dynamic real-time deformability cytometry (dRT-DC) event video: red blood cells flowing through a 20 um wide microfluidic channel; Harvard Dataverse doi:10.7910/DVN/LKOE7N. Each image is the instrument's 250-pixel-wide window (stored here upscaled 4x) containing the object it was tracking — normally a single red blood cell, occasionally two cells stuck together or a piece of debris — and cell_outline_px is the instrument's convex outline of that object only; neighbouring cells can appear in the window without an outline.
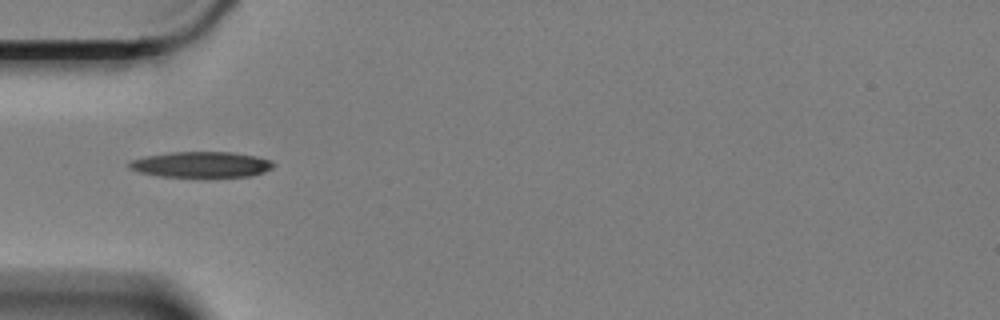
{"species": "Egyptian fruit bat (a non-hibernating species)", "species_latin": "Rousettus aegyptiacus", "temperature_condition": "cold", "stored_images_in_passage": 4, "camera_frame_rate_fps": 3000, "um_per_image_px": 0.085, "animal": {"sex": "female"}, "frame": {"image": 1, "passage_image": 1, "time_ms": 0.0, "image_size_px": [1000, 320], "cell_outline_px": [[276, 164], [272, 168], [264, 172], [252, 176], [156, 176], [140, 172], [128, 168], [128, 164], [132, 160], [148, 156], [168, 152], [232, 152], [256, 156], [268, 160]], "centroid_in_image_um": [17.11, 13.98], "position_along_channel_um": 67.9, "area_um2": 21.39}}
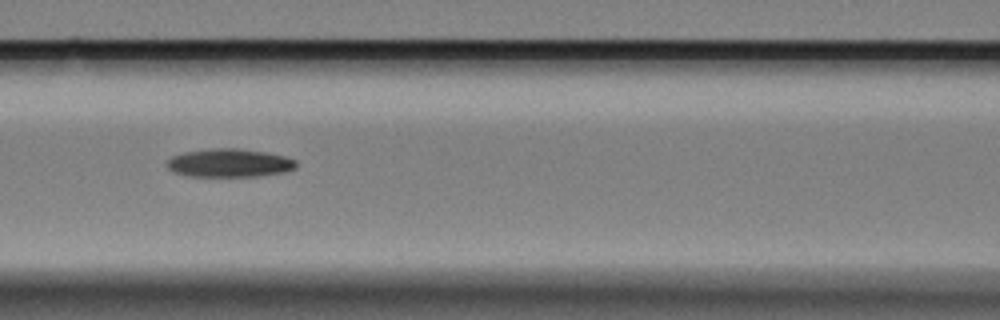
{"frame": {"image": 2, "passage_image": 3, "time_ms": 0.667, "image_size_px": [1000, 320], "cell_outline_px": [[296, 168], [284, 172], [256, 176], [188, 176], [172, 172], [164, 164], [172, 156], [184, 152], [216, 148], [236, 148], [264, 152], [284, 156], [296, 160]], "centroid_in_image_um": [19.46, 13.85], "position_along_channel_um": 147.1, "area_um2": 21.27}}
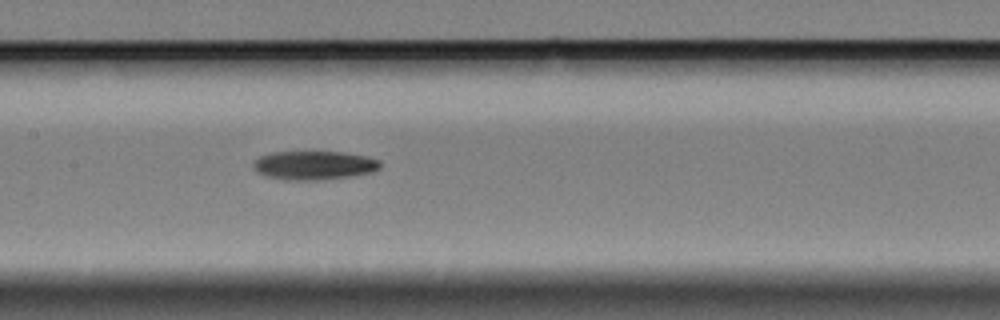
{"frame": {"image": 3, "passage_image": 4, "time_ms": 1.0, "image_size_px": [1000, 320], "cell_outline_px": [[380, 168], [372, 172], [348, 176], [320, 180], [284, 180], [264, 176], [256, 172], [252, 168], [252, 164], [260, 156], [272, 152], [344, 152], [364, 156], [380, 160]], "centroid_in_image_um": [26.64, 14.06], "position_along_channel_um": 180.8, "area_um2": 21.33}}